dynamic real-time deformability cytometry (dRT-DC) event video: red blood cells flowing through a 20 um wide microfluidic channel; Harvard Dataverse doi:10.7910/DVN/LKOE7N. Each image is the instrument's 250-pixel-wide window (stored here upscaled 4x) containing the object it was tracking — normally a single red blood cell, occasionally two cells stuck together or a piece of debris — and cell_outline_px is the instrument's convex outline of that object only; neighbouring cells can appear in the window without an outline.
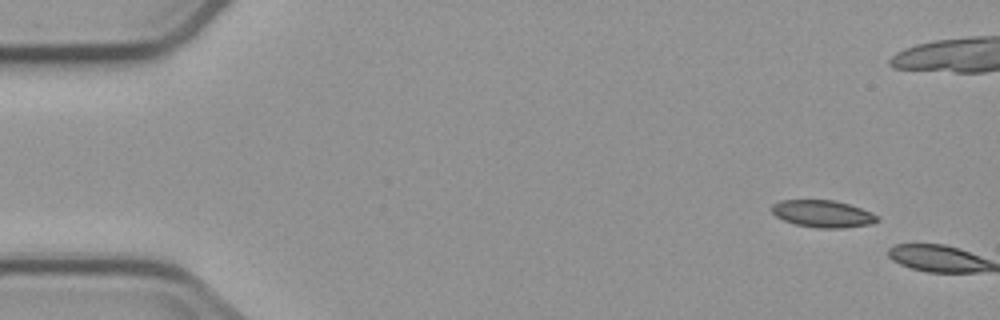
{"species": "common noctule bat (a hibernating species)", "species_latin": "Nyctalus noctula", "temperature_condition": "cold", "stored_images_in_passage": 2, "camera_frame_rate_fps": 3000, "um_per_image_px": 0.085, "animal": {"sex": "male", "body_mass_g": 23.1, "forearm_length_mm": 52.7}, "frame": {"image": 1, "passage_image": 1, "time_ms": 0.0, "image_size_px": [1000, 320], "cell_outline_px": [[880, 220], [872, 224], [840, 228], [820, 228], [796, 224], [784, 220], [776, 216], [772, 212], [772, 204], [780, 200], [832, 200], [848, 204], [872, 212], [880, 216]], "centroid_in_image_um": [69.97, 18.17], "position_along_channel_um": 15.0, "area_um2": 16.65}}